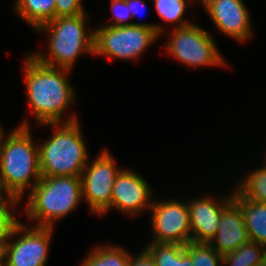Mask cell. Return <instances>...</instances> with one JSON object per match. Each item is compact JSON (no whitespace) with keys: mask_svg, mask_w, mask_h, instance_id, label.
<instances>
[{"mask_svg":"<svg viewBox=\"0 0 266 266\" xmlns=\"http://www.w3.org/2000/svg\"><path fill=\"white\" fill-rule=\"evenodd\" d=\"M91 250L81 266H127L131 257L127 249L114 244L98 245Z\"/></svg>","mask_w":266,"mask_h":266,"instance_id":"18","label":"cell"},{"mask_svg":"<svg viewBox=\"0 0 266 266\" xmlns=\"http://www.w3.org/2000/svg\"><path fill=\"white\" fill-rule=\"evenodd\" d=\"M127 266H156L151 256L143 249L137 257L131 255Z\"/></svg>","mask_w":266,"mask_h":266,"instance_id":"26","label":"cell"},{"mask_svg":"<svg viewBox=\"0 0 266 266\" xmlns=\"http://www.w3.org/2000/svg\"><path fill=\"white\" fill-rule=\"evenodd\" d=\"M29 126L25 119L0 145V197L20 201L26 189L31 191L42 177L39 148Z\"/></svg>","mask_w":266,"mask_h":266,"instance_id":"2","label":"cell"},{"mask_svg":"<svg viewBox=\"0 0 266 266\" xmlns=\"http://www.w3.org/2000/svg\"><path fill=\"white\" fill-rule=\"evenodd\" d=\"M126 2L132 17L141 14L146 9L144 0H126Z\"/></svg>","mask_w":266,"mask_h":266,"instance_id":"27","label":"cell"},{"mask_svg":"<svg viewBox=\"0 0 266 266\" xmlns=\"http://www.w3.org/2000/svg\"><path fill=\"white\" fill-rule=\"evenodd\" d=\"M171 32L164 49L174 59L194 68L227 66L217 49V43L210 33L200 26L192 23L185 27L174 28Z\"/></svg>","mask_w":266,"mask_h":266,"instance_id":"7","label":"cell"},{"mask_svg":"<svg viewBox=\"0 0 266 266\" xmlns=\"http://www.w3.org/2000/svg\"><path fill=\"white\" fill-rule=\"evenodd\" d=\"M56 0H16L14 11L36 29L55 18Z\"/></svg>","mask_w":266,"mask_h":266,"instance_id":"16","label":"cell"},{"mask_svg":"<svg viewBox=\"0 0 266 266\" xmlns=\"http://www.w3.org/2000/svg\"><path fill=\"white\" fill-rule=\"evenodd\" d=\"M88 15L57 17L35 30L47 32L48 55L29 53L42 64L72 70L82 53L94 55V31H86Z\"/></svg>","mask_w":266,"mask_h":266,"instance_id":"3","label":"cell"},{"mask_svg":"<svg viewBox=\"0 0 266 266\" xmlns=\"http://www.w3.org/2000/svg\"><path fill=\"white\" fill-rule=\"evenodd\" d=\"M94 55L118 60H136L161 37L143 25L106 26L94 30Z\"/></svg>","mask_w":266,"mask_h":266,"instance_id":"6","label":"cell"},{"mask_svg":"<svg viewBox=\"0 0 266 266\" xmlns=\"http://www.w3.org/2000/svg\"><path fill=\"white\" fill-rule=\"evenodd\" d=\"M92 163H88L82 174V198L86 199L88 208L93 214L104 215L111 205L114 182L122 170L107 149L100 152Z\"/></svg>","mask_w":266,"mask_h":266,"instance_id":"8","label":"cell"},{"mask_svg":"<svg viewBox=\"0 0 266 266\" xmlns=\"http://www.w3.org/2000/svg\"><path fill=\"white\" fill-rule=\"evenodd\" d=\"M20 201L0 197V242H8L15 226L20 222L12 212Z\"/></svg>","mask_w":266,"mask_h":266,"instance_id":"23","label":"cell"},{"mask_svg":"<svg viewBox=\"0 0 266 266\" xmlns=\"http://www.w3.org/2000/svg\"><path fill=\"white\" fill-rule=\"evenodd\" d=\"M83 0H56L55 18L84 14Z\"/></svg>","mask_w":266,"mask_h":266,"instance_id":"25","label":"cell"},{"mask_svg":"<svg viewBox=\"0 0 266 266\" xmlns=\"http://www.w3.org/2000/svg\"><path fill=\"white\" fill-rule=\"evenodd\" d=\"M199 0H153L154 8L159 17L170 24L176 25L175 28H181L192 24L184 20L187 6L198 4ZM175 23V24H174Z\"/></svg>","mask_w":266,"mask_h":266,"instance_id":"21","label":"cell"},{"mask_svg":"<svg viewBox=\"0 0 266 266\" xmlns=\"http://www.w3.org/2000/svg\"><path fill=\"white\" fill-rule=\"evenodd\" d=\"M185 251L192 258V266H223V256L210 243L190 241Z\"/></svg>","mask_w":266,"mask_h":266,"instance_id":"22","label":"cell"},{"mask_svg":"<svg viewBox=\"0 0 266 266\" xmlns=\"http://www.w3.org/2000/svg\"><path fill=\"white\" fill-rule=\"evenodd\" d=\"M219 200V201H218ZM233 201L231 195L224 199L207 196L187 201L192 241L209 243L218 231L223 210Z\"/></svg>","mask_w":266,"mask_h":266,"instance_id":"13","label":"cell"},{"mask_svg":"<svg viewBox=\"0 0 266 266\" xmlns=\"http://www.w3.org/2000/svg\"><path fill=\"white\" fill-rule=\"evenodd\" d=\"M151 194L145 178L132 170L122 169L113 185L111 205L104 213L116 208L130 217L139 216L144 210L150 209L153 201Z\"/></svg>","mask_w":266,"mask_h":266,"instance_id":"11","label":"cell"},{"mask_svg":"<svg viewBox=\"0 0 266 266\" xmlns=\"http://www.w3.org/2000/svg\"><path fill=\"white\" fill-rule=\"evenodd\" d=\"M111 1V11L113 14L111 24H107L106 26H126V25H143L151 29H156L158 34L161 36L165 31V29L156 24L149 23H135V22H126L127 20L132 18V14L128 8L126 0H110Z\"/></svg>","mask_w":266,"mask_h":266,"instance_id":"24","label":"cell"},{"mask_svg":"<svg viewBox=\"0 0 266 266\" xmlns=\"http://www.w3.org/2000/svg\"><path fill=\"white\" fill-rule=\"evenodd\" d=\"M233 201L241 208L250 241L266 247V203L244 198L236 189Z\"/></svg>","mask_w":266,"mask_h":266,"instance_id":"15","label":"cell"},{"mask_svg":"<svg viewBox=\"0 0 266 266\" xmlns=\"http://www.w3.org/2000/svg\"><path fill=\"white\" fill-rule=\"evenodd\" d=\"M81 200L80 176H42L29 191L25 212L33 226L53 228L54 221L74 211Z\"/></svg>","mask_w":266,"mask_h":266,"instance_id":"5","label":"cell"},{"mask_svg":"<svg viewBox=\"0 0 266 266\" xmlns=\"http://www.w3.org/2000/svg\"><path fill=\"white\" fill-rule=\"evenodd\" d=\"M41 126L54 131L51 138L38 145L41 176H81L89 162V152L79 121Z\"/></svg>","mask_w":266,"mask_h":266,"instance_id":"4","label":"cell"},{"mask_svg":"<svg viewBox=\"0 0 266 266\" xmlns=\"http://www.w3.org/2000/svg\"><path fill=\"white\" fill-rule=\"evenodd\" d=\"M266 247L254 241L242 244L235 251L223 255V263L228 266H259Z\"/></svg>","mask_w":266,"mask_h":266,"instance_id":"20","label":"cell"},{"mask_svg":"<svg viewBox=\"0 0 266 266\" xmlns=\"http://www.w3.org/2000/svg\"><path fill=\"white\" fill-rule=\"evenodd\" d=\"M266 161V158H265ZM235 189L246 199L266 203V162L259 169L248 172V175L237 183Z\"/></svg>","mask_w":266,"mask_h":266,"instance_id":"19","label":"cell"},{"mask_svg":"<svg viewBox=\"0 0 266 266\" xmlns=\"http://www.w3.org/2000/svg\"><path fill=\"white\" fill-rule=\"evenodd\" d=\"M8 242H0V264H6Z\"/></svg>","mask_w":266,"mask_h":266,"instance_id":"28","label":"cell"},{"mask_svg":"<svg viewBox=\"0 0 266 266\" xmlns=\"http://www.w3.org/2000/svg\"><path fill=\"white\" fill-rule=\"evenodd\" d=\"M53 231L51 227H28L20 221L10 238L21 235L8 241L6 266H46Z\"/></svg>","mask_w":266,"mask_h":266,"instance_id":"10","label":"cell"},{"mask_svg":"<svg viewBox=\"0 0 266 266\" xmlns=\"http://www.w3.org/2000/svg\"><path fill=\"white\" fill-rule=\"evenodd\" d=\"M24 60L27 103L38 124L78 120L72 114L65 119L69 106L76 101L75 90L66 78L70 70L42 64L30 54Z\"/></svg>","mask_w":266,"mask_h":266,"instance_id":"1","label":"cell"},{"mask_svg":"<svg viewBox=\"0 0 266 266\" xmlns=\"http://www.w3.org/2000/svg\"><path fill=\"white\" fill-rule=\"evenodd\" d=\"M150 242L175 243L185 246L192 241L189 209L186 201L177 199L152 201Z\"/></svg>","mask_w":266,"mask_h":266,"instance_id":"9","label":"cell"},{"mask_svg":"<svg viewBox=\"0 0 266 266\" xmlns=\"http://www.w3.org/2000/svg\"><path fill=\"white\" fill-rule=\"evenodd\" d=\"M259 266H266V252H265L263 259H262V262Z\"/></svg>","mask_w":266,"mask_h":266,"instance_id":"30","label":"cell"},{"mask_svg":"<svg viewBox=\"0 0 266 266\" xmlns=\"http://www.w3.org/2000/svg\"><path fill=\"white\" fill-rule=\"evenodd\" d=\"M1 123V122H0ZM4 130H2V124H0V145L4 142V140L7 138V136L6 137H4L5 136V134H4V132H3Z\"/></svg>","mask_w":266,"mask_h":266,"instance_id":"29","label":"cell"},{"mask_svg":"<svg viewBox=\"0 0 266 266\" xmlns=\"http://www.w3.org/2000/svg\"><path fill=\"white\" fill-rule=\"evenodd\" d=\"M144 250L154 260L156 266H192V258L185 246L175 243L149 242Z\"/></svg>","mask_w":266,"mask_h":266,"instance_id":"17","label":"cell"},{"mask_svg":"<svg viewBox=\"0 0 266 266\" xmlns=\"http://www.w3.org/2000/svg\"><path fill=\"white\" fill-rule=\"evenodd\" d=\"M218 231L209 242L222 256L250 241L241 208L232 201L222 213Z\"/></svg>","mask_w":266,"mask_h":266,"instance_id":"14","label":"cell"},{"mask_svg":"<svg viewBox=\"0 0 266 266\" xmlns=\"http://www.w3.org/2000/svg\"><path fill=\"white\" fill-rule=\"evenodd\" d=\"M221 33L237 42L251 39L252 26L244 0H199Z\"/></svg>","mask_w":266,"mask_h":266,"instance_id":"12","label":"cell"}]
</instances>
